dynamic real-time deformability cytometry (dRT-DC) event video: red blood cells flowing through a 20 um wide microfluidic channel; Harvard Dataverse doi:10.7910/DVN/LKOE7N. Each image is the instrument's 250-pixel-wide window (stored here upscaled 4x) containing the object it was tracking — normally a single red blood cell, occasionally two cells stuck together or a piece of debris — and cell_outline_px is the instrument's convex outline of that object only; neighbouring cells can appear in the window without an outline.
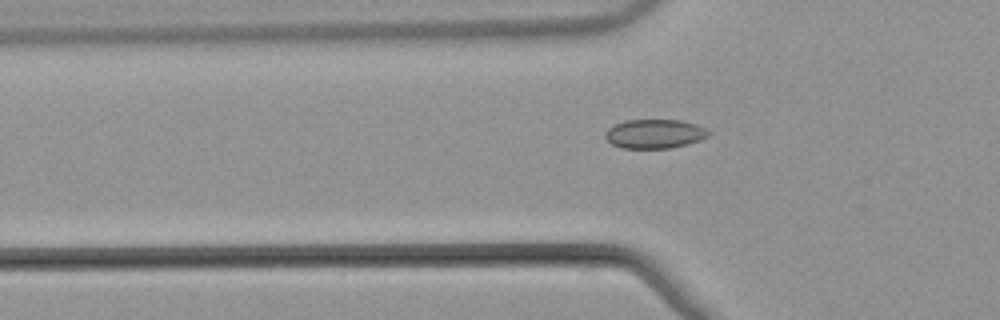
{"species": "common noctule bat (a hibernating species)", "species_latin": "Nyctalus noctula", "temperature_condition": "warm", "stored_images_in_passage": 37, "camera_frame_rate_fps": 3000, "um_per_image_px": 0.085, "animal": {"sex": "male", "body_mass_g": 21.5, "forearm_length_mm": 52.0}, "frame": {"image": 1, "passage_image": 2, "time_ms": 0.333, "image_size_px": [1000, 320], "cell_outline_px": [[712, 132], [708, 136], [700, 140], [688, 144], [668, 148], [620, 148], [612, 144], [604, 136], [604, 132], [608, 128], [616, 124], [628, 120], [680, 120], [696, 124], [708, 128]], "centroid_in_image_um": [55.67, 11.37], "position_along_channel_um": 70.1, "area_um2": 17.63}}
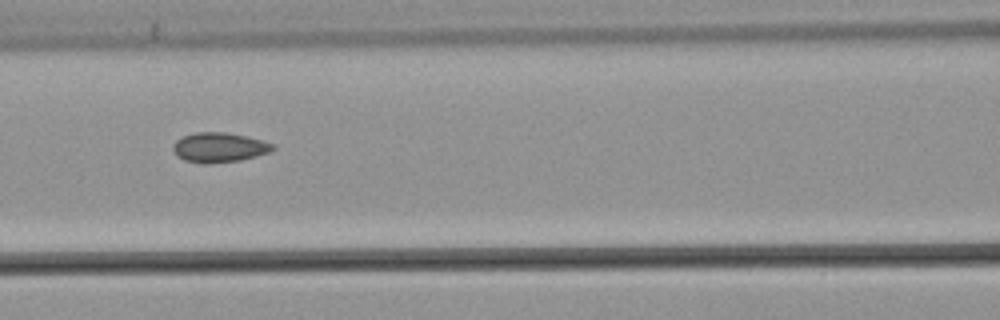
{"frame": {"image": 2, "passage_image": 8, "time_ms": 2.333, "image_size_px": [1000, 320], "cell_outline_px": [[276, 148], [268, 152], [256, 156], [240, 160], [208, 164], [204, 164], [184, 160], [176, 156], [172, 148], [172, 144], [176, 140], [184, 136], [196, 132], [224, 132], [248, 136], [264, 140], [276, 144]], "centroid_in_image_um": [18.64, 12.53], "position_along_channel_um": 148.0, "area_um2": 17.51}}
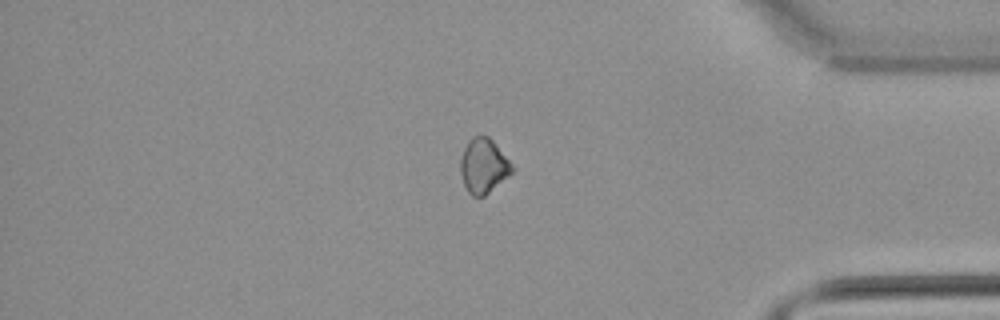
{"frame": {"image": 3, "passage_image": 29, "time_ms": 9.333, "image_size_px": [1000, 320], "cell_outline_px": [[516, 168], [508, 176], [484, 196], [472, 196], [468, 192], [464, 184], [460, 172], [460, 160], [464, 148], [468, 140], [472, 136], [488, 136], [496, 144]], "centroid_in_image_um": [41.1, 14.09], "position_along_channel_um": 394.1, "area_um2": 16.42}, "authors_computed_cell_mechanics": {"area_um2": 16.8776, "velocity_mm_per_s": 3.8742, "shape_relaxation_time_tau1_ms": null, "shape_relaxation_time_tau2_ms": 5.5428, "deformation_change_tau1": null, "deformation_change_tau2": 0.0841}}